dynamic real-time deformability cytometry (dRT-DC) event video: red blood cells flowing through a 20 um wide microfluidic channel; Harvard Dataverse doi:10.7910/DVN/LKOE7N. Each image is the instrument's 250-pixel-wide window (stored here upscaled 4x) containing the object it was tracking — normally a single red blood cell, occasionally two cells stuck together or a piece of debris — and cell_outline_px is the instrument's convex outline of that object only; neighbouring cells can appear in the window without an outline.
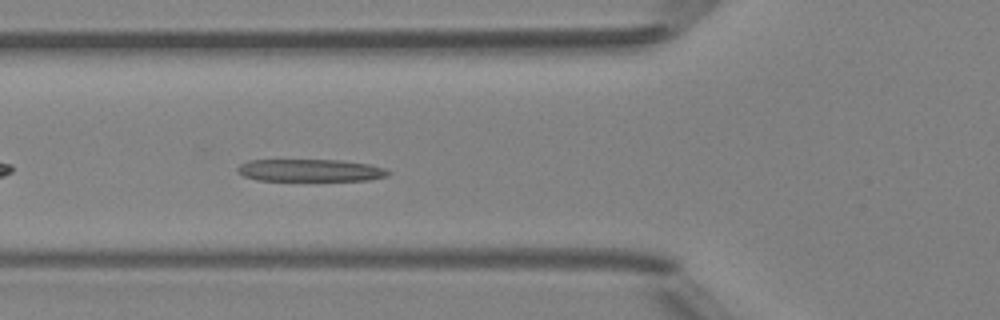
{"species": "Egyptian fruit bat (a non-hibernating species)", "species_latin": "Rousettus aegyptiacus", "temperature_condition": "room temperature", "stored_images_in_passage": 36, "camera_frame_rate_fps": 3000, "um_per_image_px": 0.085, "animal": {"sex": "female"}, "frame": {"image": 1, "passage_image": 5, "time_ms": 1.333, "image_size_px": [1000, 320], "cell_outline_px": [[392, 172], [388, 176], [368, 180], [256, 180], [244, 176], [236, 168], [240, 164], [248, 160], [340, 160], [368, 164], [384, 168]], "centroid_in_image_um": [26.39, 14.47], "position_along_channel_um": 99.4, "area_um2": 19.48}}
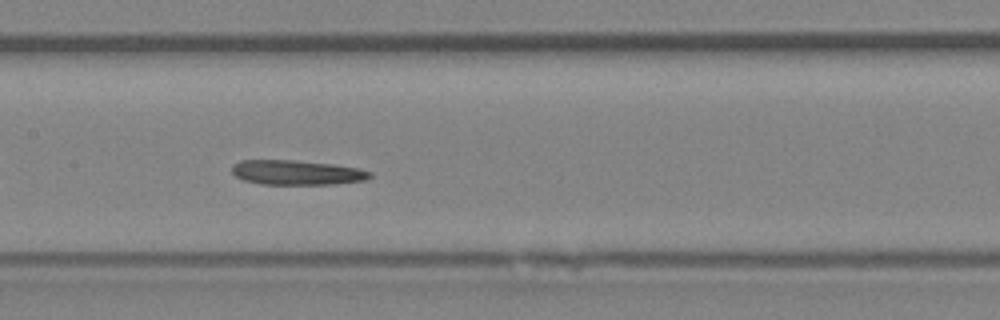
{"frame": {"image": 2, "passage_image": 11, "time_ms": 3.333, "image_size_px": [1000, 320], "cell_outline_px": [[372, 176], [364, 180], [332, 184], [260, 184], [244, 180], [236, 176], [232, 172], [232, 164], [240, 160], [296, 160], [336, 164], [356, 168], [372, 172]], "centroid_in_image_um": [25.2, 14.65], "position_along_channel_um": 182.2, "area_um2": 19.88}}
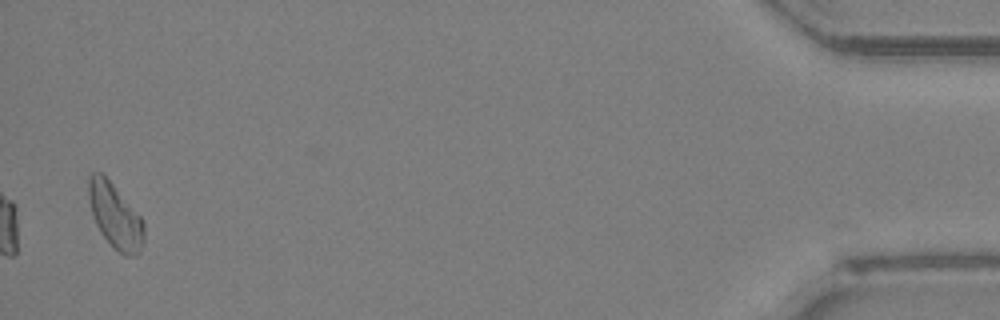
{"frame": {"image": 3, "passage_image": 35, "time_ms": 11.333, "image_size_px": [1000, 320], "cell_outline_px": [[144, 240], [140, 252], [136, 256], [124, 256], [100, 232], [92, 216], [88, 196], [88, 176], [92, 172], [100, 172], [112, 184], [144, 220]], "centroid_in_image_um": [9.79, 18.36], "position_along_channel_um": 425.4, "area_um2": 20.75}, "authors_computed_cell_mechanics": {"area_um2": 20.1722, "velocity_mm_per_s": 4.145, "shape_relaxation_time_tau1_ms": 7.6649, "shape_relaxation_time_tau2_ms": null, "deformation_change_tau1": 0.1975, "deformation_change_tau2": null}}